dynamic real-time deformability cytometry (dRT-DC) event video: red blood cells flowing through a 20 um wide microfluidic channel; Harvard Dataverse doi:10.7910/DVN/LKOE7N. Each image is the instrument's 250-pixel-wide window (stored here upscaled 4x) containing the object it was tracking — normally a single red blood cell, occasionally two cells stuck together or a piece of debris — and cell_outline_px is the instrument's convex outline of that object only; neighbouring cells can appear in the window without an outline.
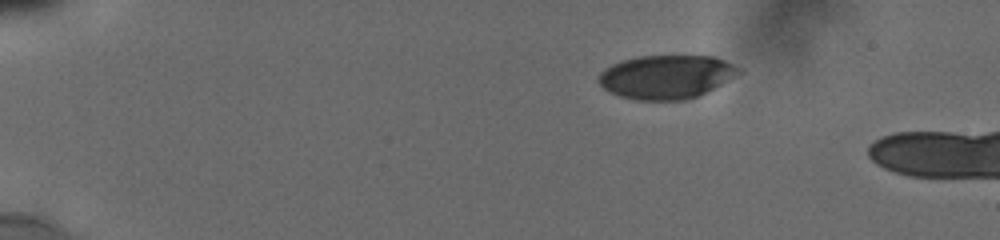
{"species": "human", "species_latin": "Homo sapiens", "temperature_condition": "cold", "stored_images_in_passage": 3, "camera_frame_rate_fps": 3000, "um_per_image_px": 0.085, "donor": {"sex": "male"}, "frame": {"image": 1, "passage_image": 1, "time_ms": 0.0, "image_size_px": [1000, 240], "cell_outline_px": [[740, 72], [720, 84], [696, 96], [684, 100], [636, 100], [620, 96], [604, 88], [596, 80], [600, 72], [604, 68], [620, 60], [640, 56], [712, 56], [724, 60], [740, 68]], "centroid_in_image_um": [56.57, 6.52], "position_along_channel_um": 28.4, "area_um2": 35.32}}